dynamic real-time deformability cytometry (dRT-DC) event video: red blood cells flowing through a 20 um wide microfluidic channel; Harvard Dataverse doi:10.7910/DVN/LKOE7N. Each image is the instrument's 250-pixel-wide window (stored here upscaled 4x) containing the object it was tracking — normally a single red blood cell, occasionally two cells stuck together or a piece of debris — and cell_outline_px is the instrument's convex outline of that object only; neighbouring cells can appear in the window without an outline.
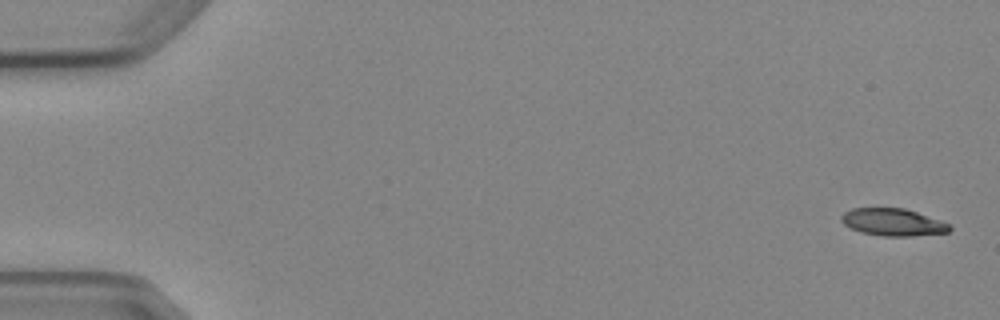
{"species": "Egyptian fruit bat (a non-hibernating species)", "species_latin": "Rousettus aegyptiacus", "temperature_condition": "cold", "stored_images_in_passage": 5, "camera_frame_rate_fps": 3000, "um_per_image_px": 0.085, "animal": {"sex": "female"}, "frame": {"image": 1, "passage_image": 1, "time_ms": 0.0, "image_size_px": [1000, 320], "cell_outline_px": [[952, 228], [948, 232], [912, 236], [880, 236], [860, 232], [844, 224], [840, 220], [840, 216], [844, 212], [852, 208], [904, 208], [940, 220], [948, 224]], "centroid_in_image_um": [75.86, 18.89], "position_along_channel_um": 9.1, "area_um2": 17.17}}
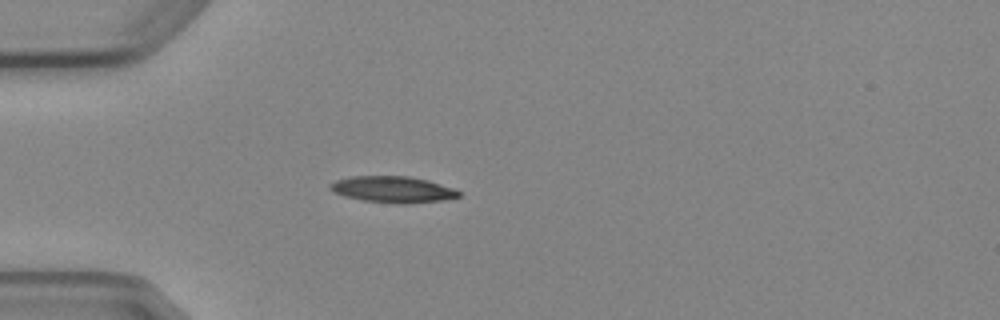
{"frame": {"image": 2, "passage_image": 4, "time_ms": 4.667, "image_size_px": [1000, 320], "cell_outline_px": [[460, 196], [440, 200], [408, 204], [396, 204], [364, 200], [344, 196], [328, 188], [328, 184], [336, 180], [352, 176], [408, 176], [428, 180], [452, 188], [460, 192]], "centroid_in_image_um": [33.36, 16.1], "position_along_channel_um": 51.6, "area_um2": 19.59}}